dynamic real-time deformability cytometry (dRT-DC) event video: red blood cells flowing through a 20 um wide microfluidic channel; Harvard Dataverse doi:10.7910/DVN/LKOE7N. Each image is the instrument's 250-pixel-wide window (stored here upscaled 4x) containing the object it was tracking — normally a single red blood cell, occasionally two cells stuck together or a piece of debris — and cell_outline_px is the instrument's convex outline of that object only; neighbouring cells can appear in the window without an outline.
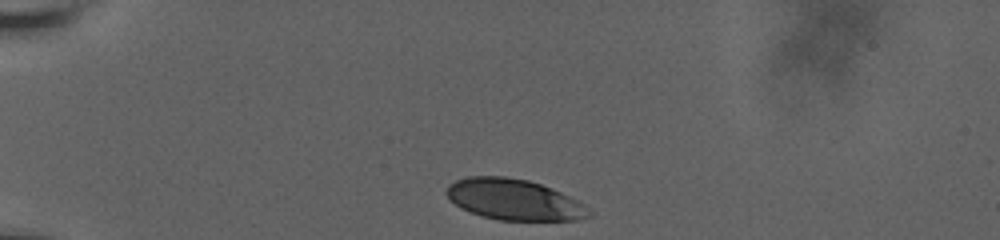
{"species": "human", "species_latin": "Homo sapiens", "temperature_condition": "room temperature", "stored_images_in_passage": 26, "camera_frame_rate_fps": 3000, "um_per_image_px": 0.085, "donor": {"sex": "male"}, "frame": {"image": 1, "passage_image": 1, "time_ms": 0.0, "image_size_px": [1000, 240], "cell_outline_px": [[592, 216], [576, 220], [500, 220], [480, 216], [460, 208], [444, 192], [456, 180], [468, 176], [504, 176], [528, 180], [540, 184], [560, 192], [576, 200], [592, 212]], "centroid_in_image_um": [43.68, 16.97], "position_along_channel_um": 41.3, "area_um2": 33.64}}
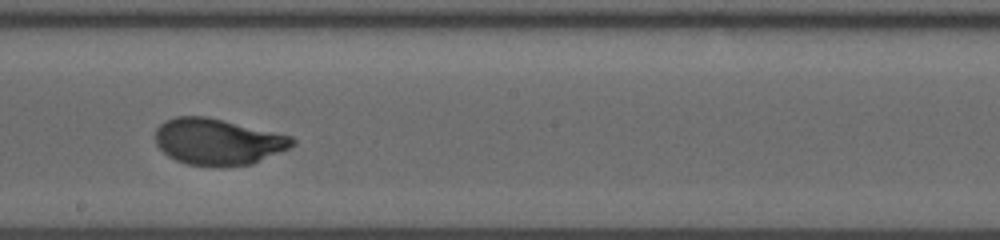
{"frame": {"image": 2, "passage_image": 15, "time_ms": 6.667, "image_size_px": [1000, 240], "cell_outline_px": [[296, 144], [288, 148], [252, 164], [220, 168], [216, 168], [188, 164], [176, 160], [168, 156], [156, 144], [156, 128], [164, 120], [176, 116], [208, 116], [292, 136], [296, 140]], "centroid_in_image_um": [18.51, 12.05], "position_along_channel_um": 229.7, "area_um2": 37.34}}
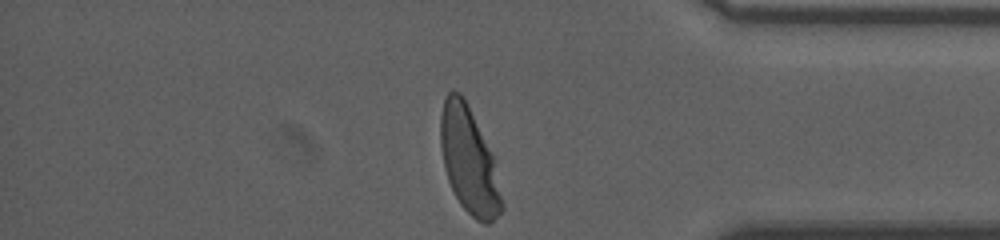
{"frame": {"image": 3, "passage_image": 26, "time_ms": 11.667, "image_size_px": [1000, 240], "cell_outline_px": [[504, 208], [488, 224], [484, 224], [476, 220], [460, 204], [448, 180], [444, 168], [440, 144], [440, 116], [444, 96], [452, 88], [460, 92], [464, 96], [496, 156], [504, 204]], "centroid_in_image_um": [39.9, 13.59], "position_along_channel_um": 395.3, "area_um2": 39.13}, "authors_computed_cell_mechanics": {"area_um2": 37.0209, "velocity_mm_per_s": 3.6389, "shape_relaxation_time_tau1_ms": 3.1647, "shape_relaxation_time_tau2_ms": null, "deformation_change_tau1": 0.171, "deformation_change_tau2": null}}